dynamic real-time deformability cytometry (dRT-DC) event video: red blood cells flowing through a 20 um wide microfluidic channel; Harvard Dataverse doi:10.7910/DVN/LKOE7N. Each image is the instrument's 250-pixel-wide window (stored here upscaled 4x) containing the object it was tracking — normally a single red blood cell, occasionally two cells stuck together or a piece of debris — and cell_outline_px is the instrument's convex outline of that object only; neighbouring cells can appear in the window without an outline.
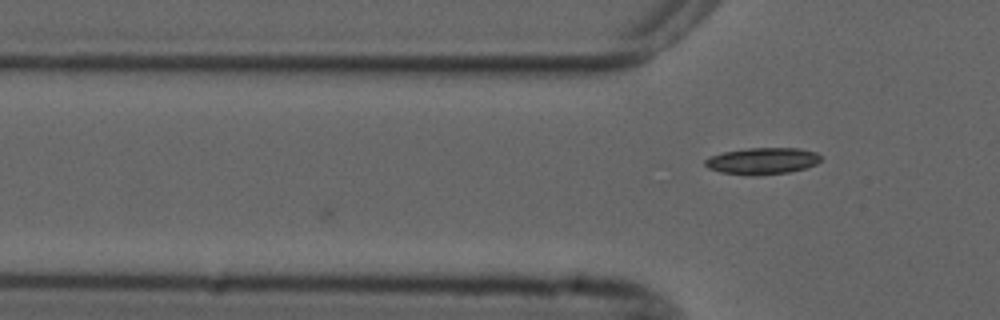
{"species": "common noctule bat (a hibernating species)", "species_latin": "Nyctalus noctula", "temperature_condition": "cold", "stored_images_in_passage": 2, "camera_frame_rate_fps": 3000, "um_per_image_px": 0.085, "animal": {"sex": "male", "forearm_length_mm": 52.5}, "frame": {"image": 1, "passage_image": 2, "time_ms": 1.0, "image_size_px": [1000, 320], "cell_outline_px": [[820, 160], [816, 164], [804, 168], [788, 172], [756, 176], [752, 176], [720, 172], [708, 168], [704, 164], [704, 160], [712, 156], [724, 152], [748, 148], [800, 148], [816, 152], [820, 156]], "centroid_in_image_um": [64.79, 13.68], "position_along_channel_um": 61.0, "area_um2": 17.92}}